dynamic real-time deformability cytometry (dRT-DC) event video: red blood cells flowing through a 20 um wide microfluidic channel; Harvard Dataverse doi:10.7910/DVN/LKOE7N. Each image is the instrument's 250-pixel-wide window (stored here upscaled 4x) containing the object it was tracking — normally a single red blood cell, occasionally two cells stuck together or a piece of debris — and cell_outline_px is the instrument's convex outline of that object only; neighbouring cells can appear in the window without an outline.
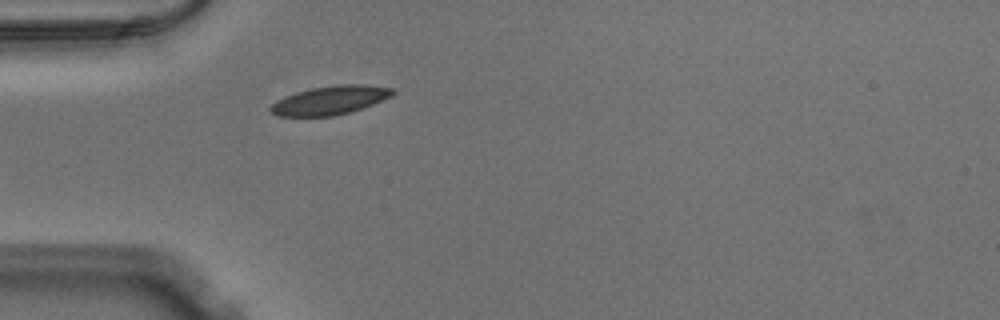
{"species": "Egyptian fruit bat (a non-hibernating species)", "species_latin": "Rousettus aegyptiacus", "temperature_condition": "warm", "stored_images_in_passage": 37, "camera_frame_rate_fps": 3000, "um_per_image_px": 0.085, "animal": {"sex": "male"}, "frame": {"image": 1, "passage_image": 1, "time_ms": 0.0, "image_size_px": [1000, 320], "cell_outline_px": [[396, 92], [392, 96], [372, 104], [348, 112], [332, 116], [276, 116], [268, 108], [276, 100], [284, 96], [296, 92], [312, 88], [340, 84], [364, 84], [396, 88]], "centroid_in_image_um": [28.06, 8.51], "position_along_channel_um": 56.9, "area_um2": 20.4}}
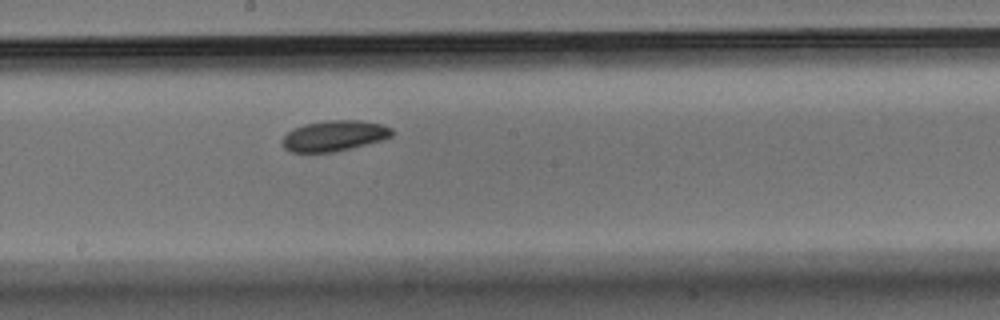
{"frame": {"image": 2, "passage_image": 14, "time_ms": 4.333, "image_size_px": [1000, 320], "cell_outline_px": [[392, 136], [384, 140], [336, 152], [288, 152], [284, 148], [280, 140], [292, 128], [304, 124], [328, 120], [360, 120], [380, 124], [392, 128]], "centroid_in_image_um": [28.39, 11.55], "position_along_channel_um": 219.8, "area_um2": 19.83}}
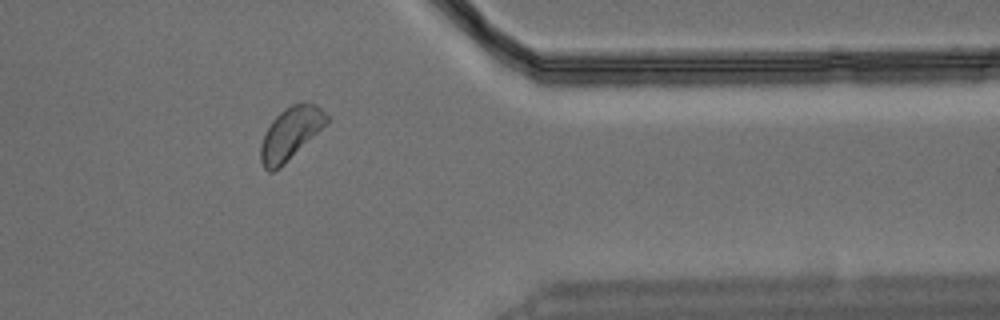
{"frame": {"image": 3, "passage_image": 28, "time_ms": 9.0, "image_size_px": [1000, 320], "cell_outline_px": [[328, 124], [280, 168], [272, 172], [268, 172], [264, 168], [260, 160], [260, 144], [272, 120], [284, 108], [300, 100], [316, 104], [328, 116]], "centroid_in_image_um": [24.71, 11.33], "position_along_channel_um": 386.7, "area_um2": 20.4}}